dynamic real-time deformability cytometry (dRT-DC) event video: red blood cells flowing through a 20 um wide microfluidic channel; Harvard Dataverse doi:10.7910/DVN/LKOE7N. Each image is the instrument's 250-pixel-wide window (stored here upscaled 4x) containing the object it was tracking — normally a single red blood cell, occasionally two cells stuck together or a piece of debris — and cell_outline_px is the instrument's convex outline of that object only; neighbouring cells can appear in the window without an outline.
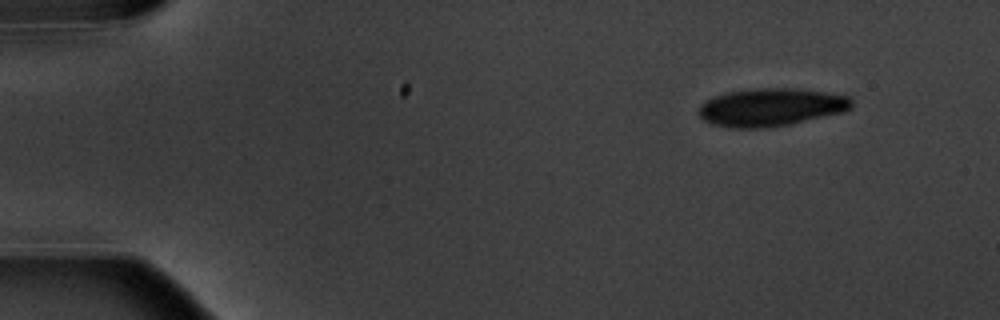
{"species": "common noctule bat (a hibernating species)", "species_latin": "Nyctalus noctula", "temperature_condition": "warm", "stored_images_in_passage": 6, "segment_of_instrument_passage": [2, 2], "camera_frame_rate_fps": 3000, "um_per_image_px": 0.085, "animal": {"sex": "male", "body_mass_g": 20.1, "forearm_length_mm": 53.5}, "frame": {"image": 1, "passage_image": 6, "time_ms": 6.667, "image_size_px": [1000, 320], "cell_outline_px": [[852, 108], [844, 112], [792, 124], [764, 128], [732, 128], [712, 124], [704, 120], [700, 116], [700, 104], [724, 92], [756, 88], [796, 88], [824, 92], [848, 96], [852, 100]], "centroid_in_image_um": [65.56, 9.12], "position_along_channel_um": 19.4, "area_um2": 33.87}}